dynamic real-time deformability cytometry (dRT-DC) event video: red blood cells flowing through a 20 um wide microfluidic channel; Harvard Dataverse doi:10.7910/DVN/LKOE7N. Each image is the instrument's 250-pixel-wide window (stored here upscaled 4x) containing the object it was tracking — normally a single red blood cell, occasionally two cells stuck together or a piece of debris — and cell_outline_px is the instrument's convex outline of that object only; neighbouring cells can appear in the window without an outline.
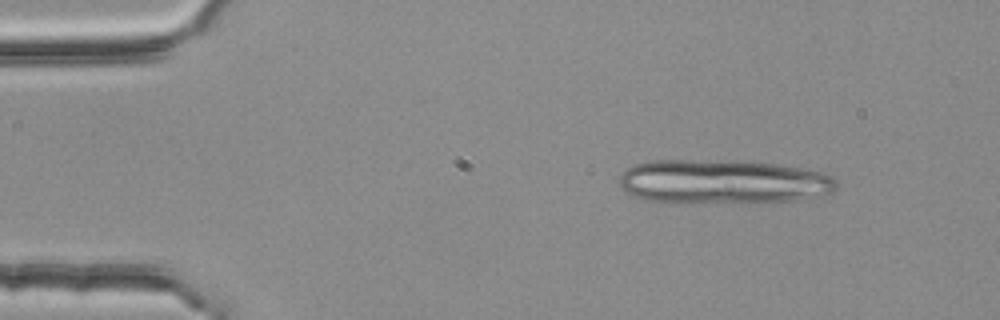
{"species": "common noctule bat (a hibernating species)", "species_latin": "Nyctalus noctula", "temperature_condition": "room temperature", "stored_images_in_passage": 4, "camera_frame_rate_fps": 3000, "um_per_image_px": 0.085, "animal": {"sex": "female", "body_mass_g": 25.1}, "frame": {"image": 1, "passage_image": 1, "time_ms": 0.0, "image_size_px": [1000, 320], "cell_outline_px": [[836, 188], [832, 192], [796, 200], [672, 204], [648, 200], [632, 196], [624, 192], [620, 184], [620, 176], [632, 164], [652, 160], [736, 160], [776, 164], [800, 168], [820, 172], [832, 176], [836, 180]], "centroid_in_image_um": [61.36, 15.45], "position_along_channel_um": 23.6, "area_um2": 56.36}}